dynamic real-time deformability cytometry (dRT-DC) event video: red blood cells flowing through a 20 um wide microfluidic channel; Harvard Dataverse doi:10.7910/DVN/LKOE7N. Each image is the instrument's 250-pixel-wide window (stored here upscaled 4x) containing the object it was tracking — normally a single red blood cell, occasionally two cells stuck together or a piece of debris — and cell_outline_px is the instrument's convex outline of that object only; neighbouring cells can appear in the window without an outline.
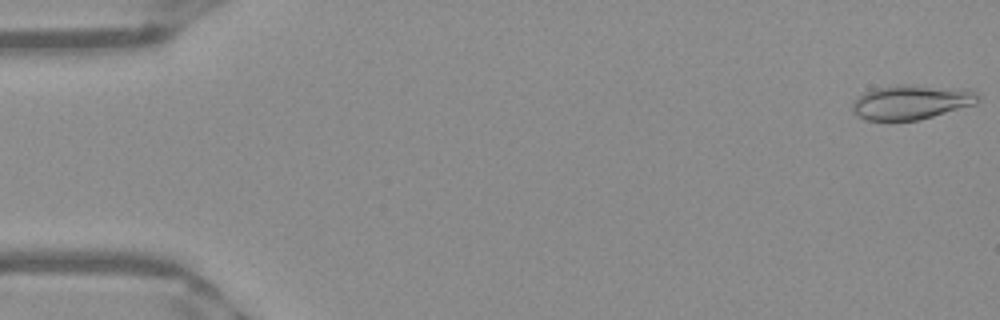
{"species": "Egyptian fruit bat (a non-hibernating species)", "species_latin": "Rousettus aegyptiacus", "temperature_condition": "warm", "stored_images_in_passage": 51, "camera_frame_rate_fps": 3000, "um_per_image_px": 0.085, "frame": {"image": 1, "passage_image": 1, "time_ms": 0.0, "image_size_px": [1000, 320], "cell_outline_px": [[976, 104], [932, 116], [916, 120], [864, 120], [856, 116], [852, 112], [852, 100], [856, 96], [864, 92], [876, 88], [900, 84], [908, 84], [968, 88], [976, 96]], "centroid_in_image_um": [77.37, 8.66], "position_along_channel_um": 7.6, "area_um2": 25.37}}
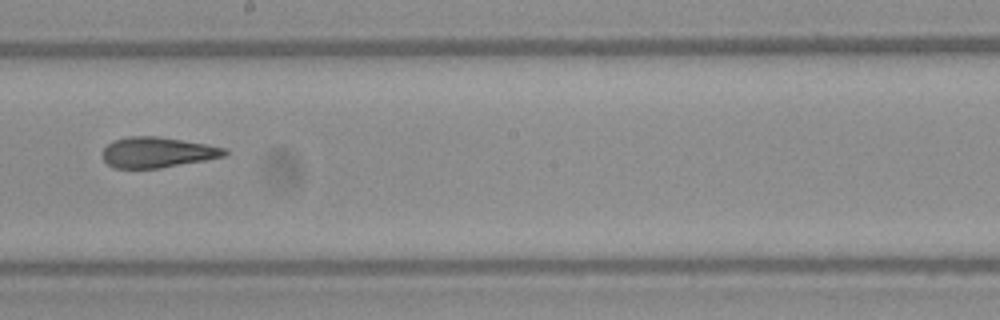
{"frame": {"image": 2, "passage_image": 29, "time_ms": 9.333, "image_size_px": [1000, 320], "cell_outline_px": [[228, 152], [224, 156], [204, 160], [160, 168], [116, 168], [108, 164], [104, 160], [100, 152], [112, 140], [128, 136], [156, 136], [204, 144], [224, 148]], "centroid_in_image_um": [13.3, 12.95], "position_along_channel_um": 234.9, "area_um2": 21.5}}
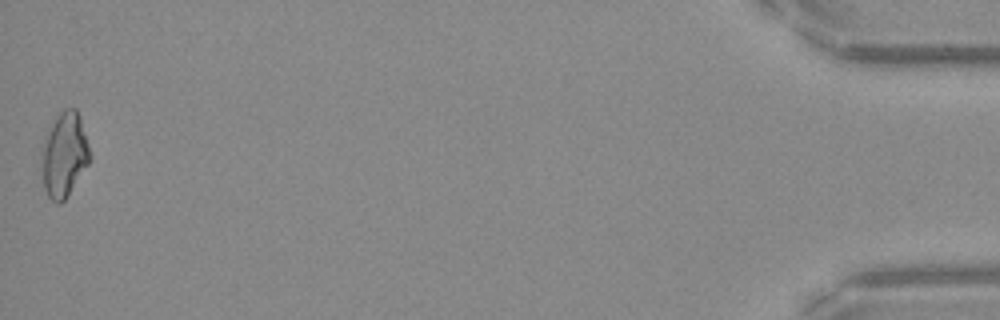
{"frame": {"image": 3, "passage_image": 51, "time_ms": 16.667, "image_size_px": [1000, 320], "cell_outline_px": [[92, 156], [88, 164], [64, 200], [60, 204], [56, 204], [48, 196], [44, 188], [44, 144], [48, 132], [56, 116], [64, 108], [76, 108], [80, 116]], "centroid_in_image_um": [5.52, 13.13], "position_along_channel_um": 429.7, "area_um2": 23.0}, "authors_computed_cell_mechanics": {"area_um2": 22.7154, "velocity_mm_per_s": 3.9683, "shape_relaxation_time_tau1_ms": null, "shape_relaxation_time_tau2_ms": 2.3588, "deformation_change_tau1": null, "deformation_change_tau2": 0.1005}}